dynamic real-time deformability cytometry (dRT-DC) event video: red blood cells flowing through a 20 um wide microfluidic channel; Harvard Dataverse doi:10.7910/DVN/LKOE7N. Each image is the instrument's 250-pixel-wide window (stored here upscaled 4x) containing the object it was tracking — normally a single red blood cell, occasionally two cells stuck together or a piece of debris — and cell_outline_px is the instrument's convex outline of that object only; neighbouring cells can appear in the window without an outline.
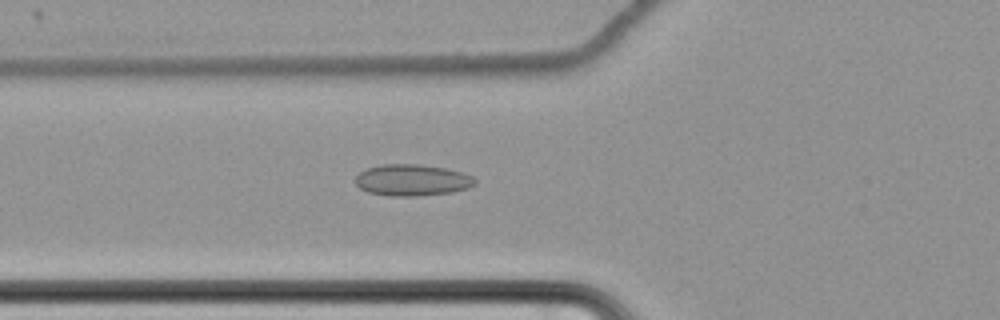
{"species": "common noctule bat (a hibernating species)", "species_latin": "Nyctalus noctula", "temperature_condition": "cold", "stored_images_in_passage": 64, "camera_frame_rate_fps": 3000, "um_per_image_px": 0.085, "animal": {"sex": "female", "body_mass_g": 22.7, "forearm_length_mm": 54.2}, "frame": {"image": 1, "passage_image": 27, "time_ms": 8.667, "image_size_px": [1000, 320], "cell_outline_px": [[476, 184], [468, 188], [452, 192], [416, 196], [388, 196], [368, 192], [360, 188], [356, 184], [356, 176], [364, 168], [380, 164], [416, 164], [444, 168], [460, 172], [472, 176], [476, 180]], "centroid_in_image_um": [35.0, 15.31], "position_along_channel_um": 90.8, "area_um2": 21.96}}
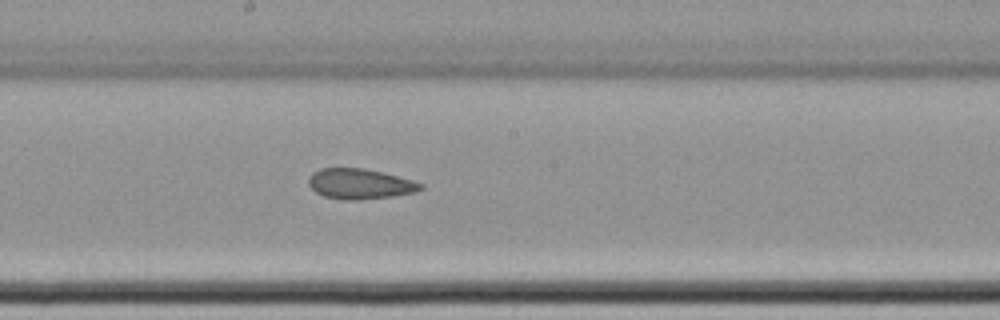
{"frame": {"image": 2, "passage_image": 38, "time_ms": 12.333, "image_size_px": [1000, 320], "cell_outline_px": [[424, 188], [416, 192], [392, 196], [360, 200], [344, 200], [324, 196], [316, 192], [308, 184], [308, 176], [312, 172], [320, 168], [364, 168], [384, 172], [412, 180], [424, 184]], "centroid_in_image_um": [30.59, 15.62], "position_along_channel_um": 217.6, "area_um2": 20.0}}
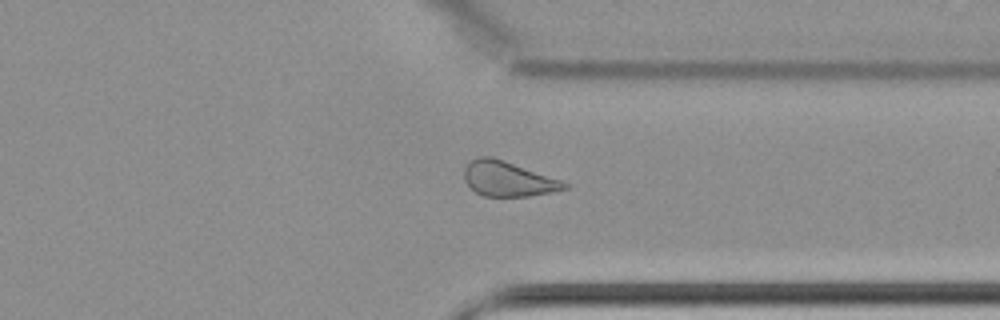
{"frame": {"image": 3, "passage_image": 51, "time_ms": 16.667, "image_size_px": [1000, 320], "cell_outline_px": [[572, 188], [552, 192], [528, 196], [484, 196], [476, 192], [464, 180], [464, 168], [472, 160], [480, 156], [492, 156], [564, 180], [572, 184]], "centroid_in_image_um": [43.27, 15.2], "position_along_channel_um": 368.1, "area_um2": 20.69}, "authors_computed_cell_mechanics": {"area_um2": 22.7732, "velocity_mm_per_s": 3.4585, "shape_relaxation_time_tau1_ms": null, "shape_relaxation_time_tau2_ms": 6.1053, "deformation_change_tau1": null, "deformation_change_tau2": 0.1255}}